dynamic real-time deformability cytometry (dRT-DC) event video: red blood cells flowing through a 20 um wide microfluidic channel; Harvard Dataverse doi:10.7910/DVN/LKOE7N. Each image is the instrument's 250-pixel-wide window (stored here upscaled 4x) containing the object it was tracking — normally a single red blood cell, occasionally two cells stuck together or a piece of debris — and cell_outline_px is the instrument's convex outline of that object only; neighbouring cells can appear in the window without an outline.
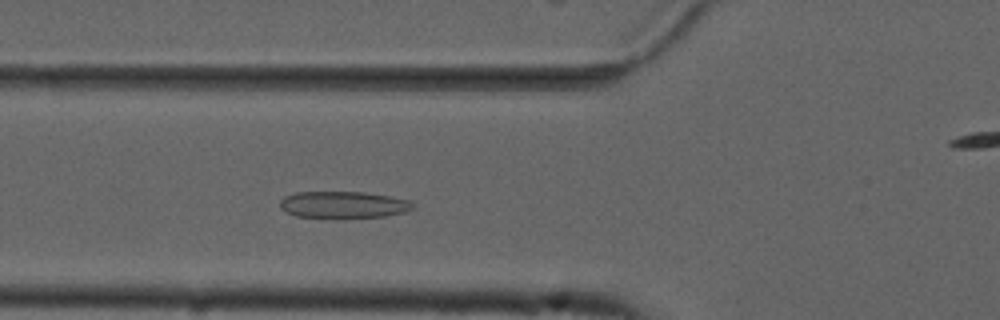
{"species": "common noctule bat (a hibernating species)", "species_latin": "Nyctalus noctula", "temperature_condition": "cold", "stored_images_in_passage": 51, "camera_frame_rate_fps": 3000, "um_per_image_px": 0.085, "animal": {"sex": "male", "forearm_length_mm": 52.5}, "frame": {"image": 1, "passage_image": 15, "time_ms": 4.667, "image_size_px": [1000, 320], "cell_outline_px": [[416, 204], [412, 208], [404, 212], [384, 216], [296, 216], [284, 212], [280, 208], [280, 200], [284, 196], [296, 192], [364, 192], [392, 196], [408, 200]], "centroid_in_image_um": [29.17, 17.37], "position_along_channel_um": 96.6, "area_um2": 20.29}}
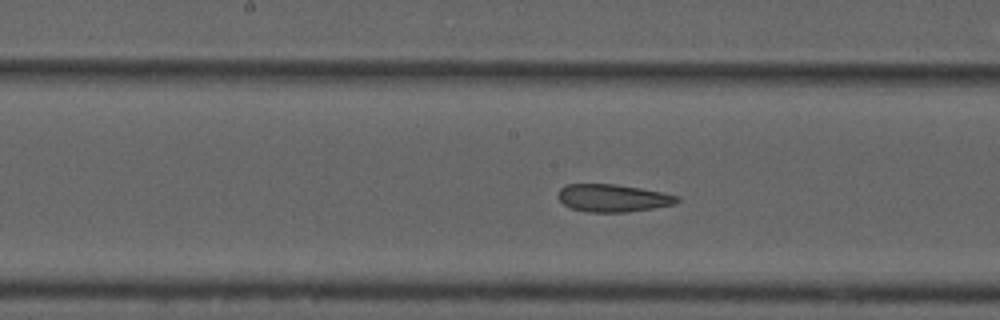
{"frame": {"image": 2, "passage_image": 23, "time_ms": 7.333, "image_size_px": [1000, 320], "cell_outline_px": [[680, 200], [676, 204], [628, 212], [588, 212], [572, 208], [564, 204], [556, 196], [560, 188], [568, 184], [616, 184], [640, 188], [680, 196]], "centroid_in_image_um": [52.1, 16.83], "position_along_channel_um": 196.1, "area_um2": 19.13}}
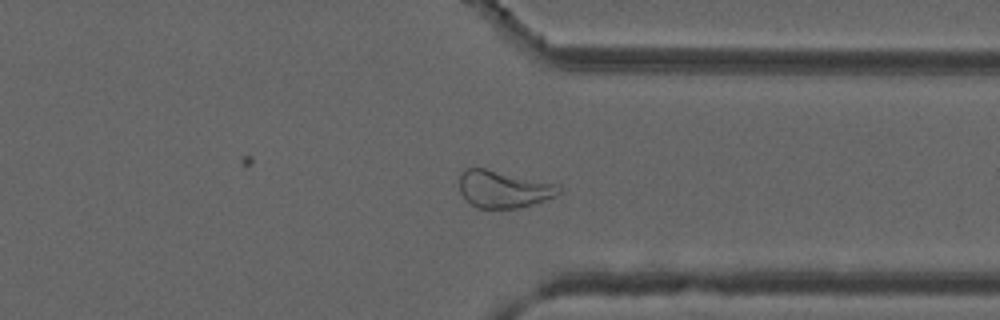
{"frame": {"image": 3, "passage_image": 37, "time_ms": 12.0, "image_size_px": [1000, 320], "cell_outline_px": [[560, 192], [556, 196], [532, 204], [516, 208], [476, 208], [460, 192], [460, 172], [464, 168], [484, 168], [560, 184]], "centroid_in_image_um": [42.81, 16.06], "position_along_channel_um": 368.6, "area_um2": 21.5}, "authors_computed_cell_mechanics": {"area_um2": 22.542, "velocity_mm_per_s": 3.7217, "shape_relaxation_time_tau1_ms": null, "shape_relaxation_time_tau2_ms": 1.8768, "deformation_change_tau1": null, "deformation_change_tau2": 0.0823}}